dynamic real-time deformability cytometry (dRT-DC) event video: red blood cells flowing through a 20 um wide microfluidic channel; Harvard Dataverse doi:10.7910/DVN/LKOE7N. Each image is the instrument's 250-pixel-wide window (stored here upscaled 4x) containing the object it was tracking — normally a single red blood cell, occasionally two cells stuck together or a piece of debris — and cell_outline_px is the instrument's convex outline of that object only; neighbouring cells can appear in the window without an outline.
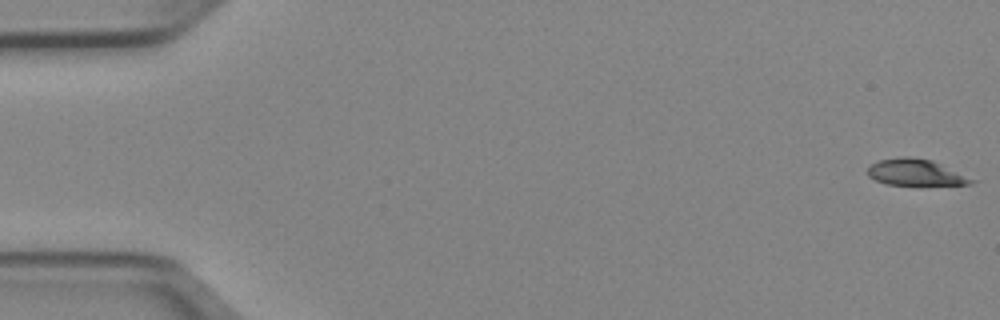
{"species": "Egyptian fruit bat (a non-hibernating species)", "species_latin": "Rousettus aegyptiacus", "temperature_condition": "cold", "stored_images_in_passage": 51, "camera_frame_rate_fps": 3000, "um_per_image_px": 0.085, "animal": {"sex": "female"}, "frame": {"image": 1, "passage_image": 1, "time_ms": 0.0, "image_size_px": [1000, 320], "cell_outline_px": [[980, 180], [972, 184], [884, 184], [868, 176], [868, 168], [872, 164], [880, 160], [900, 156], [908, 156], [932, 160]], "centroid_in_image_um": [77.89, 14.64], "position_along_channel_um": 7.1, "area_um2": 15.95}}
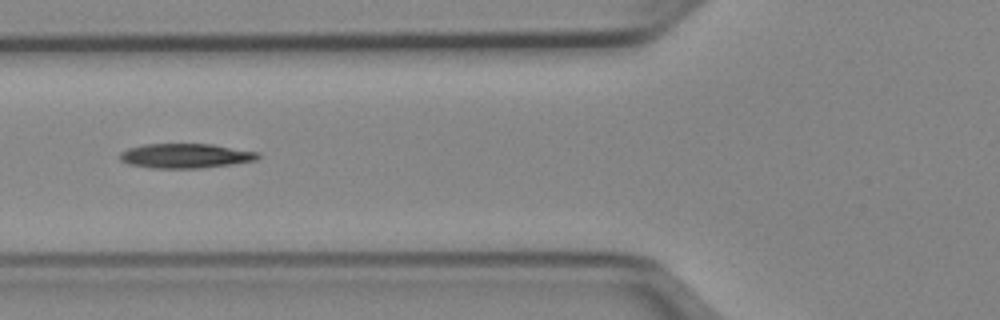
{"frame": {"image": 2, "passage_image": 20, "time_ms": 6.333, "image_size_px": [1000, 320], "cell_outline_px": [[260, 156], [256, 160], [232, 164], [200, 168], [152, 168], [128, 164], [120, 160], [120, 152], [128, 148], [144, 144], [212, 144], [260, 152]], "centroid_in_image_um": [15.77, 13.24], "position_along_channel_um": 110.0, "area_um2": 19.83}}
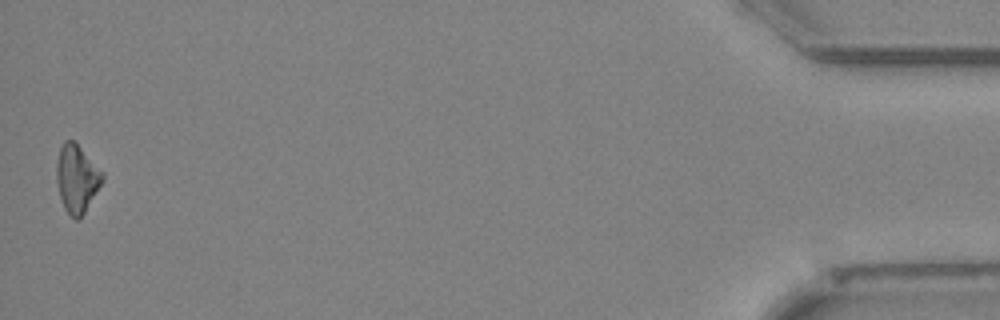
{"frame": {"image": 3, "passage_image": 51, "time_ms": 16.667, "image_size_px": [1000, 320], "cell_outline_px": [[104, 180], [80, 220], [76, 220], [64, 208], [60, 196], [56, 180], [56, 164], [60, 148], [64, 140], [72, 140], [104, 172]], "centroid_in_image_um": [6.54, 15.2], "position_along_channel_um": 428.7, "area_um2": 18.03}, "authors_computed_cell_mechanics": {"area_um2": 18.5538, "velocity_mm_per_s": 3.9763, "shape_relaxation_time_tau1_ms": 2.9891, "shape_relaxation_time_tau2_ms": null, "deformation_change_tau1": 0.1389, "deformation_change_tau2": null}}